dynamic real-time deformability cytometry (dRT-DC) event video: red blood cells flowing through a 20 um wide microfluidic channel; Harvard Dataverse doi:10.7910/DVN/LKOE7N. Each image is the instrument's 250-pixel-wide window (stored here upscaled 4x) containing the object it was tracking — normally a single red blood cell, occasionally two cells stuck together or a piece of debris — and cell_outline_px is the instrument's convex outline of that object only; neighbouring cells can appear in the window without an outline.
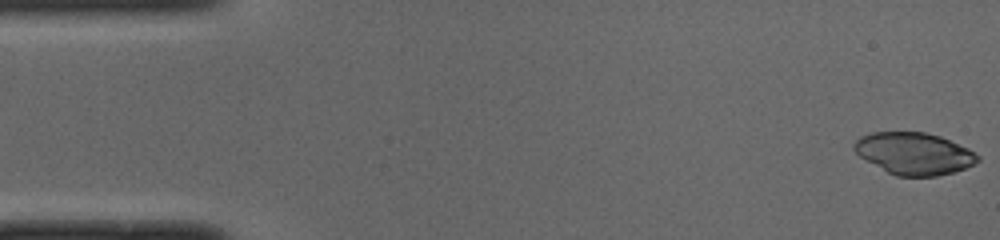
{"species": "common noctule bat (a hibernating species)", "species_latin": "Nyctalus noctula", "temperature_condition": "cold", "stored_images_in_passage": 49, "camera_frame_rate_fps": 3000, "um_per_image_px": 0.085, "animal": {"sex": "male", "body_mass_g": 19.0, "forearm_length_mm": 50.8}, "frame": {"image": 1, "passage_image": 1, "time_ms": 0.0, "image_size_px": [1000, 240], "cell_outline_px": [[980, 160], [964, 168], [952, 172], [936, 176], [896, 176], [888, 172], [860, 156], [852, 148], [852, 144], [860, 136], [872, 132], [924, 132], [940, 136], [968, 148], [980, 156]], "centroid_in_image_um": [77.68, 13.04], "position_along_channel_um": 7.3, "area_um2": 30.0}}